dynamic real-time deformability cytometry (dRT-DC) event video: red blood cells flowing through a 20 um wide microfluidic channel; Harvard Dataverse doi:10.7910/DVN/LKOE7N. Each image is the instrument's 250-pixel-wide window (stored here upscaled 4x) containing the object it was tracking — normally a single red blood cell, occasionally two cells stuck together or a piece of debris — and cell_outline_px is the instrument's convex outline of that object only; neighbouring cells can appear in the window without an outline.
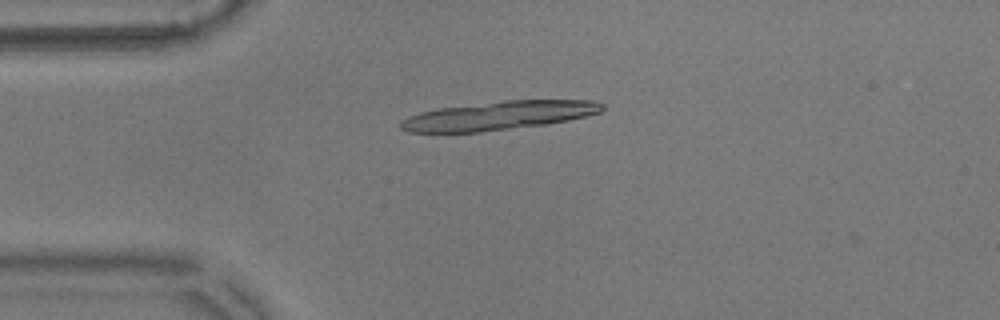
{"species": "common noctule bat (a hibernating species)", "species_latin": "Nyctalus noctula", "temperature_condition": "warm", "stored_images_in_passage": 6, "camera_frame_rate_fps": 3000, "um_per_image_px": 0.085, "animal": {"sex": "male", "body_mass_g": 17.9}, "frame": {"image": 1, "passage_image": 1, "time_ms": 0.0, "image_size_px": [1000, 320], "cell_outline_px": [[604, 108], [600, 112], [568, 120], [544, 124], [480, 132], [408, 132], [400, 128], [400, 120], [408, 116], [420, 112], [436, 108], [504, 100], [596, 100], [604, 104]], "centroid_in_image_um": [42.36, 9.81], "position_along_channel_um": 42.6, "area_um2": 33.64}}